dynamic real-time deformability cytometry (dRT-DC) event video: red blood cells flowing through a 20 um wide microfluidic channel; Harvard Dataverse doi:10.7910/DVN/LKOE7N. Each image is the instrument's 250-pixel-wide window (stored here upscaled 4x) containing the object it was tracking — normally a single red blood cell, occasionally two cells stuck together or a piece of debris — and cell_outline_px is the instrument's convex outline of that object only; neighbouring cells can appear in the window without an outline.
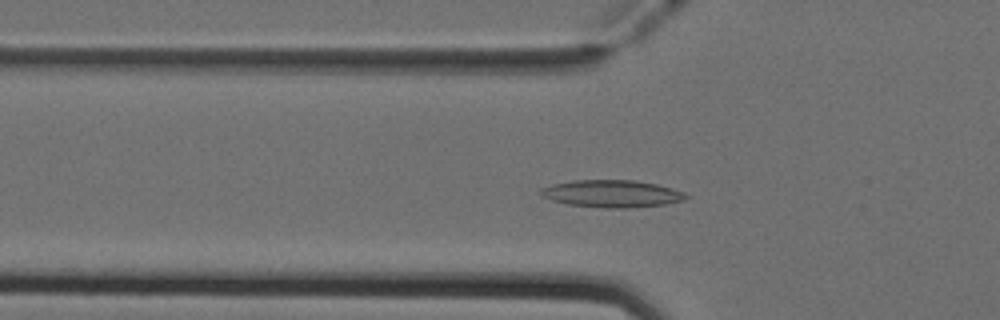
{"species": "Egyptian fruit bat (a non-hibernating species)", "species_latin": "Rousettus aegyptiacus", "temperature_condition": "cold", "stored_images_in_passage": 49, "camera_frame_rate_fps": 3000, "um_per_image_px": 0.085, "animal": {"sex": "female"}, "frame": {"image": 1, "passage_image": 15, "time_ms": 4.667, "image_size_px": [1000, 320], "cell_outline_px": [[688, 196], [684, 200], [664, 204], [628, 208], [604, 208], [568, 204], [552, 200], [540, 196], [540, 188], [552, 184], [572, 180], [632, 180], [656, 184], [672, 188], [684, 192]], "centroid_in_image_um": [51.97, 16.46], "position_along_channel_um": 73.8, "area_um2": 23.06}}
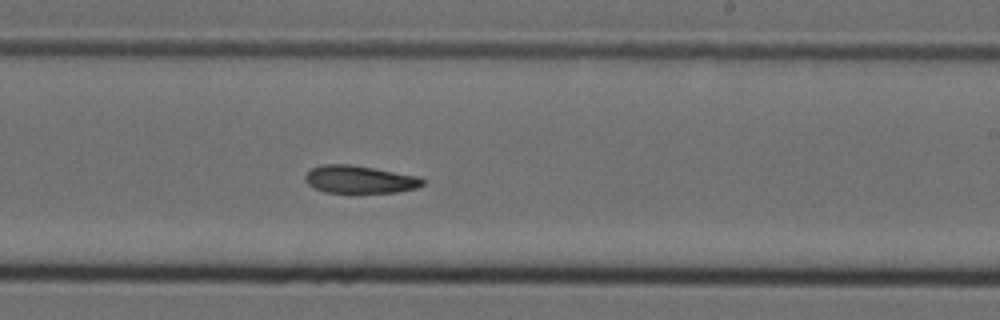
{"frame": {"image": 2, "passage_image": 29, "time_ms": 9.333, "image_size_px": [1000, 320], "cell_outline_px": [[424, 184], [416, 188], [396, 192], [324, 192], [308, 184], [304, 180], [304, 176], [312, 168], [320, 164], [348, 164], [420, 176], [424, 180]], "centroid_in_image_um": [30.56, 15.24], "position_along_channel_um": 258.4, "area_um2": 18.79}}
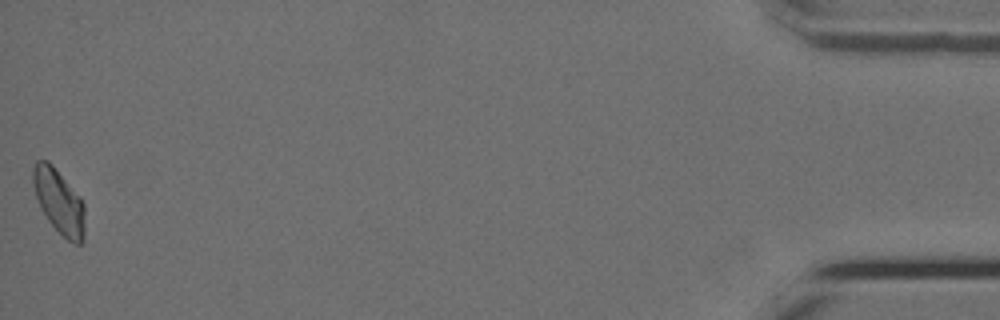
{"frame": {"image": 3, "passage_image": 49, "time_ms": 16.0, "image_size_px": [1000, 320], "cell_outline_px": [[84, 240], [80, 244], [76, 244], [68, 240], [48, 220], [40, 208], [36, 196], [32, 180], [32, 168], [36, 160], [48, 160], [52, 164], [80, 196], [84, 204]], "centroid_in_image_um": [5.01, 17.1], "position_along_channel_um": 430.2, "area_um2": 19.42}, "authors_computed_cell_mechanics": {"area_um2": 19.7098, "velocity_mm_per_s": 3.9411, "shape_relaxation_time_tau1_ms": 8.8212, "shape_relaxation_time_tau2_ms": 10.1311, "deformation_change_tau1": 0.1701, "deformation_change_tau2": 0.181}}